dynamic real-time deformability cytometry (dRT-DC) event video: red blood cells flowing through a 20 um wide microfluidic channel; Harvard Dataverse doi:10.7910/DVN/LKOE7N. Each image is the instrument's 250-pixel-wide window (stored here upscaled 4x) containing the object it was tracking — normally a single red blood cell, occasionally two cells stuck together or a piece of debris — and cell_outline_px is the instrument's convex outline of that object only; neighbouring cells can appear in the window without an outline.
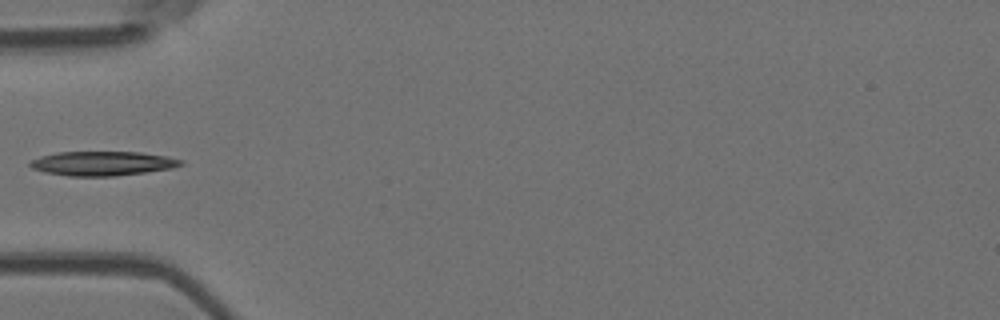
{"species": "Egyptian fruit bat (a non-hibernating species)", "species_latin": "Rousettus aegyptiacus", "temperature_condition": "room temperature", "stored_images_in_passage": 5, "camera_frame_rate_fps": 3000, "um_per_image_px": 0.085, "animal": {"sex": "female"}, "frame": {"image": 1, "passage_image": 5, "time_ms": 4.333, "image_size_px": [1000, 320], "cell_outline_px": [[184, 164], [172, 168], [116, 176], [68, 176], [44, 172], [32, 168], [28, 164], [28, 160], [40, 156], [56, 152], [140, 152], [168, 156], [184, 160]], "centroid_in_image_um": [8.69, 13.89], "position_along_channel_um": 76.3, "area_um2": 21.56}}